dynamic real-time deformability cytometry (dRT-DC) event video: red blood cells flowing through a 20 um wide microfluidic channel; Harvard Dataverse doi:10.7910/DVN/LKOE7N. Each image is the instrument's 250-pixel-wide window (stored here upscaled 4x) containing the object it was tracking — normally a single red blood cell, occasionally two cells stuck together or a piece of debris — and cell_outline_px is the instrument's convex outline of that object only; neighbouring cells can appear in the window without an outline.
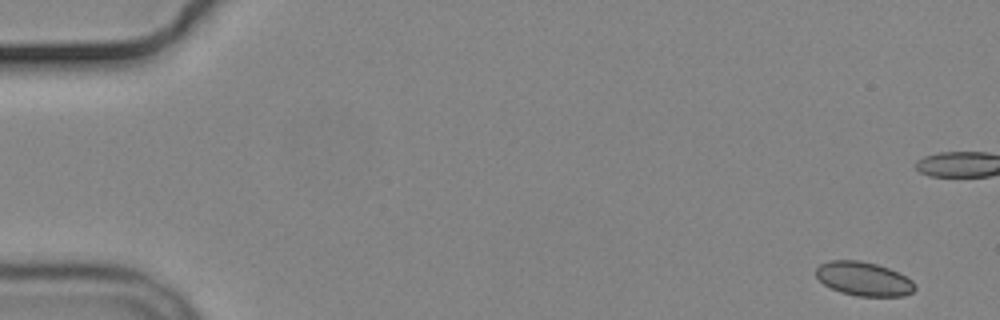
{"species": "common noctule bat (a hibernating species)", "species_latin": "Nyctalus noctula", "temperature_condition": "cold", "stored_images_in_passage": 5, "camera_frame_rate_fps": 3000, "um_per_image_px": 0.085, "animal": {"sex": "male", "body_mass_g": 19.2, "forearm_length_mm": 51.8}, "frame": {"image": 1, "passage_image": 1, "time_ms": 0.0, "image_size_px": [1000, 320], "cell_outline_px": [[916, 288], [912, 292], [904, 296], [856, 296], [840, 292], [824, 284], [816, 276], [816, 268], [820, 264], [828, 260], [860, 260], [876, 264], [888, 268], [912, 280]], "centroid_in_image_um": [73.39, 23.7], "position_along_channel_um": 11.6, "area_um2": 19.48}}